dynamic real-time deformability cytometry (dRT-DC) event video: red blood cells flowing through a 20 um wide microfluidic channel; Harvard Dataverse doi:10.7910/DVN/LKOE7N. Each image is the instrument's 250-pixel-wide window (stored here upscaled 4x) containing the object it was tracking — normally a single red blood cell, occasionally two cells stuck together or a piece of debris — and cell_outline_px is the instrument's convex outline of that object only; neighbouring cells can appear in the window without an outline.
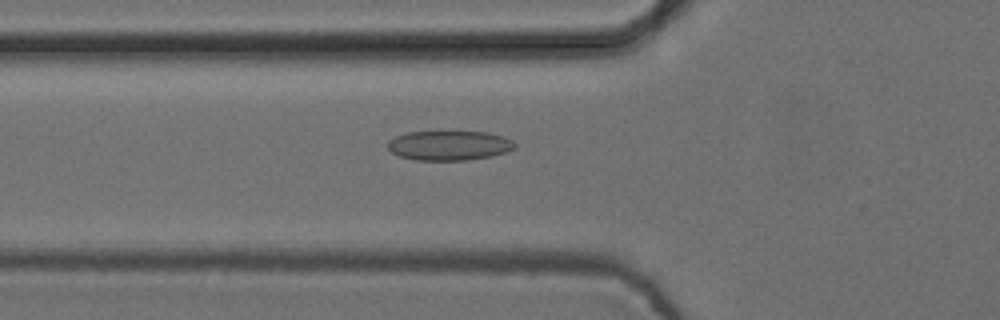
{"species": "common noctule bat (a hibernating species)", "species_latin": "Nyctalus noctula", "temperature_condition": "cold", "stored_images_in_passage": 55, "camera_frame_rate_fps": 3000, "um_per_image_px": 0.085, "animal": {"sex": "female", "body_mass_g": 24.6, "forearm_length_mm": 56.2}, "frame": {"image": 1, "passage_image": 20, "time_ms": 6.333, "image_size_px": [1000, 320], "cell_outline_px": [[516, 148], [492, 156], [468, 160], [416, 160], [400, 156], [392, 152], [388, 148], [388, 140], [396, 136], [408, 132], [488, 132], [504, 136], [512, 140], [516, 144]], "centroid_in_image_um": [38.2, 12.36], "position_along_channel_um": 87.6, "area_um2": 21.91}}
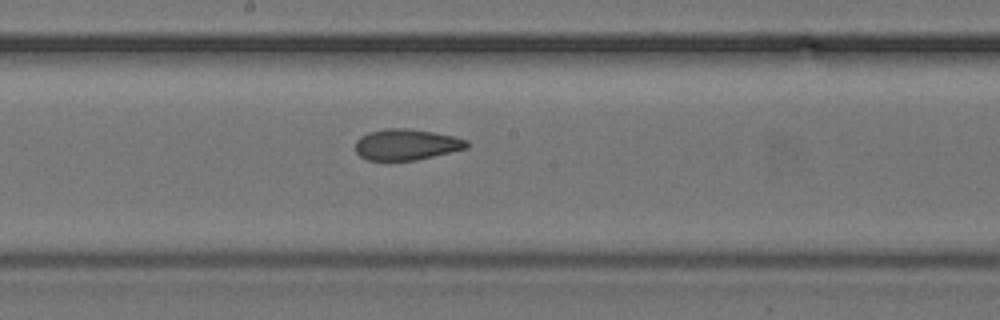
{"frame": {"image": 2, "passage_image": 30, "time_ms": 9.667, "image_size_px": [1000, 320], "cell_outline_px": [[468, 148], [416, 160], [368, 160], [360, 156], [356, 152], [356, 140], [360, 136], [368, 132], [388, 128], [408, 128], [432, 132], [452, 136], [468, 140]], "centroid_in_image_um": [34.53, 12.28], "position_along_channel_um": 213.7, "area_um2": 20.06}}
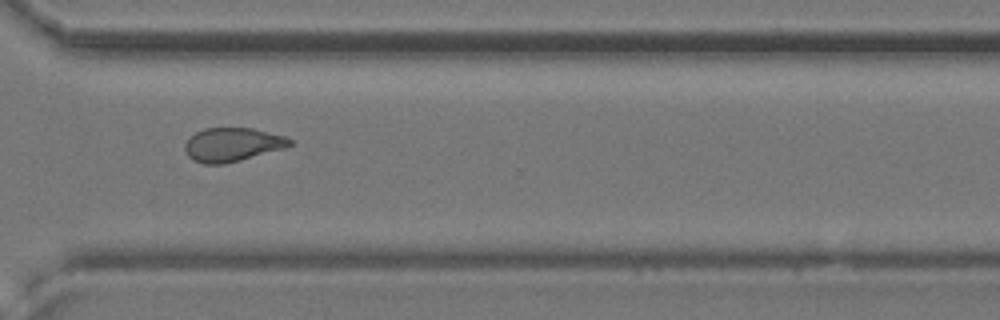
{"frame": {"image": 3, "passage_image": 41, "time_ms": 13.333, "image_size_px": [1000, 320], "cell_outline_px": [[292, 144], [288, 148], [224, 164], [204, 164], [192, 160], [188, 156], [184, 148], [184, 144], [196, 132], [204, 128], [252, 128], [284, 136], [292, 140]], "centroid_in_image_um": [19.76, 12.3], "position_along_channel_um": 350.8, "area_um2": 20.69}, "authors_computed_cell_mechanics": {"area_um2": 21.3282, "velocity_mm_per_s": 3.7576, "shape_relaxation_time_tau1_ms": null, "shape_relaxation_time_tau2_ms": 2.932, "deformation_change_tau1": null, "deformation_change_tau2": 0.095}}